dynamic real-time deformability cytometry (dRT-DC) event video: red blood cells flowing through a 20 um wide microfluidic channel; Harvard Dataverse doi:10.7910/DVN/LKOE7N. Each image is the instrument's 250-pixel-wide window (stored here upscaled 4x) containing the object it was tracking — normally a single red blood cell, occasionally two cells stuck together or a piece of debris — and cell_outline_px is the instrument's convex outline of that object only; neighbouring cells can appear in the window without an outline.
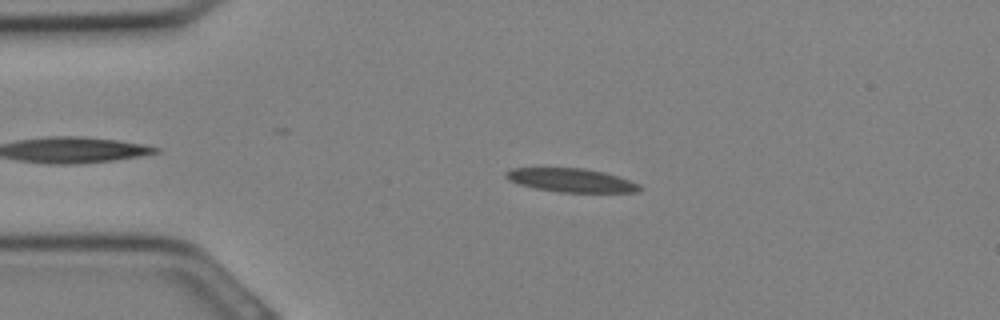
{"species": "Egyptian fruit bat (a non-hibernating species)", "species_latin": "Rousettus aegyptiacus", "temperature_condition": "cold", "stored_images_in_passage": 31, "camera_frame_rate_fps": 3000, "um_per_image_px": 0.085, "animal": {"sex": "female"}, "frame": {"image": 1, "passage_image": 6, "time_ms": 1.667, "image_size_px": [1000, 320], "cell_outline_px": [[644, 188], [640, 192], [560, 192], [536, 188], [520, 184], [508, 180], [504, 176], [504, 172], [512, 168], [584, 168], [604, 172], [640, 184]], "centroid_in_image_um": [48.56, 15.32], "position_along_channel_um": 36.4, "area_um2": 18.38}}
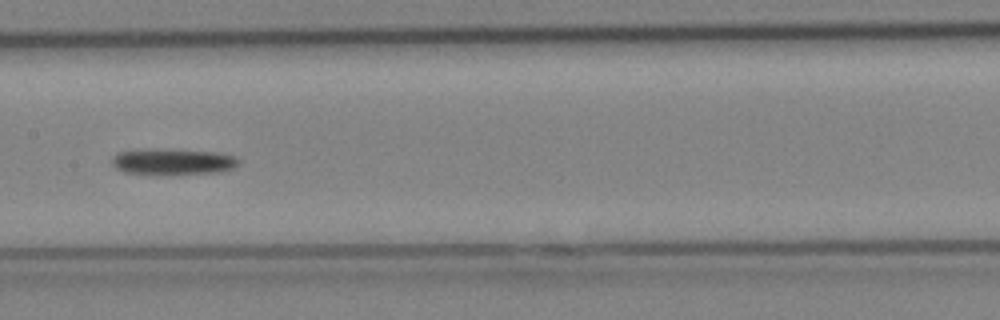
{"frame": {"image": 2, "passage_image": 15, "time_ms": 4.667, "image_size_px": [1000, 320], "cell_outline_px": [[240, 164], [236, 168], [220, 172], [168, 176], [156, 176], [124, 172], [116, 168], [112, 164], [112, 156], [120, 152], [220, 152], [236, 156], [240, 160]], "centroid_in_image_um": [14.8, 13.85], "position_along_channel_um": 192.6, "area_um2": 18.84}}
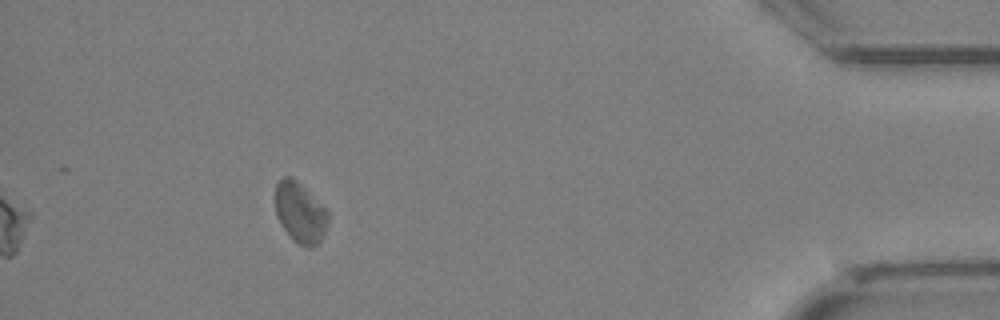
{"frame": {"image": 3, "passage_image": 28, "time_ms": 9.0, "image_size_px": [1000, 320], "cell_outline_px": [[328, 224], [324, 236], [320, 244], [312, 248], [308, 248], [300, 244], [284, 228], [276, 216], [276, 184], [284, 176], [292, 176], [328, 208]], "centroid_in_image_um": [25.57, 18.06], "position_along_channel_um": 409.6, "area_um2": 18.79}}